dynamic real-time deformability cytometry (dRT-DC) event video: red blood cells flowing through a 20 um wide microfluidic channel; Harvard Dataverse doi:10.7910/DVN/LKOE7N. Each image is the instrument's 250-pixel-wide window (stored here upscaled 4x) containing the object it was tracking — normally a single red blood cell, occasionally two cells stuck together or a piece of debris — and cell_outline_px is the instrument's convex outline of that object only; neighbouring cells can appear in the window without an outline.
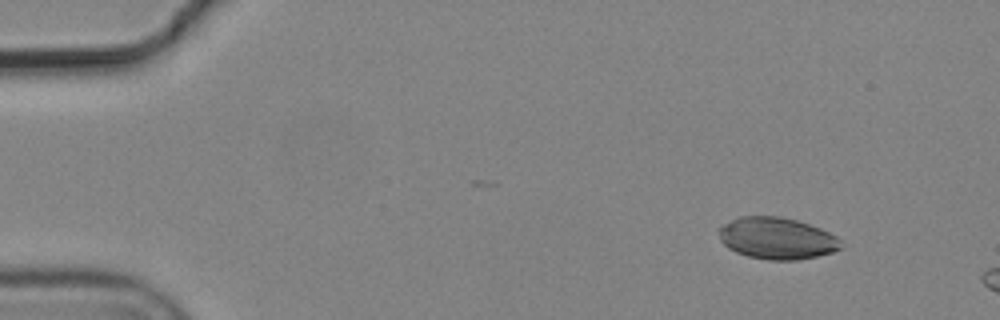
{"species": "common noctule bat (a hibernating species)", "species_latin": "Nyctalus noctula", "temperature_condition": "cold", "stored_images_in_passage": 2, "camera_frame_rate_fps": 3000, "um_per_image_px": 0.085, "animal": {"sex": "male", "body_mass_g": 19.2, "forearm_length_mm": 51.8}, "frame": {"image": 1, "passage_image": 1, "time_ms": 0.0, "image_size_px": [1000, 320], "cell_outline_px": [[844, 248], [832, 252], [816, 256], [796, 260], [768, 260], [748, 256], [736, 252], [728, 248], [720, 240], [720, 228], [724, 224], [740, 216], [780, 216], [796, 220], [820, 228], [836, 236], [840, 240]], "centroid_in_image_um": [66.06, 20.26], "position_along_channel_um": 18.9, "area_um2": 29.59}}